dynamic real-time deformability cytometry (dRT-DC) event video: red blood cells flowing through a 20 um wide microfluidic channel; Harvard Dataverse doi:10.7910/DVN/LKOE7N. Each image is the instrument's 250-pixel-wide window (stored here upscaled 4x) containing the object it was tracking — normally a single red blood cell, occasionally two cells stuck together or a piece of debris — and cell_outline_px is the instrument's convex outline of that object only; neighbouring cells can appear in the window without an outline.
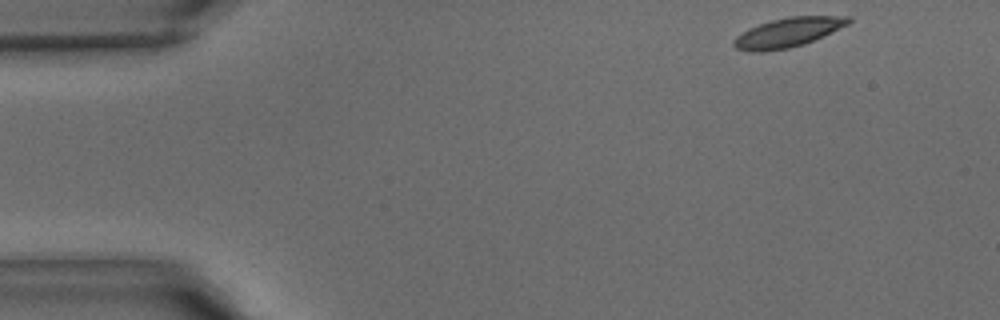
{"species": "common noctule bat (a hibernating species)", "species_latin": "Nyctalus noctula", "temperature_condition": "warm", "stored_images_in_passage": 38, "camera_frame_rate_fps": 3000, "um_per_image_px": 0.085, "animal": {"sex": "male", "body_mass_g": 15.6}, "frame": {"image": 1, "passage_image": 1, "time_ms": 0.0, "image_size_px": [1000, 320], "cell_outline_px": [[852, 20], [848, 24], [804, 44], [788, 48], [764, 52], [748, 52], [736, 48], [732, 44], [736, 36], [748, 28], [772, 20], [788, 16], [852, 16]], "centroid_in_image_um": [66.94, 2.76], "position_along_channel_um": 18.1, "area_um2": 19.54}}
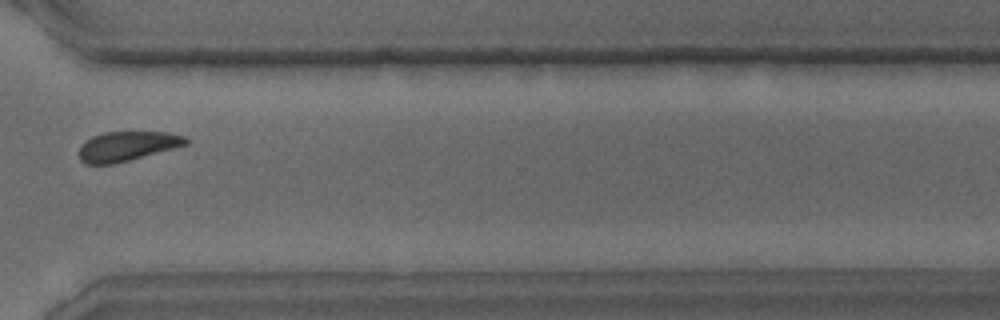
{"frame": {"image": 2, "passage_image": 28, "time_ms": 9.0, "image_size_px": [1000, 320], "cell_outline_px": [[192, 140], [188, 144], [128, 160], [112, 164], [84, 164], [80, 160], [80, 144], [84, 140], [92, 136], [104, 132], [168, 132], [188, 136]], "centroid_in_image_um": [10.82, 12.4], "position_along_channel_um": 359.8, "area_um2": 18.5}}
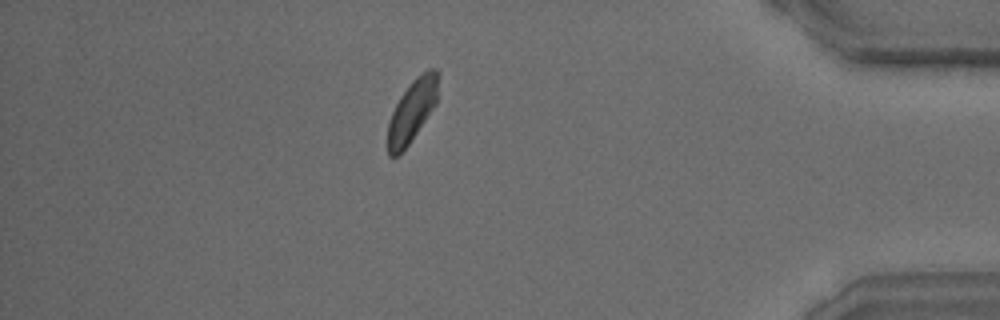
{"frame": {"image": 3, "passage_image": 33, "time_ms": 10.667, "image_size_px": [1000, 320], "cell_outline_px": [[440, 72], [436, 104], [408, 144], [396, 156], [388, 156], [388, 120], [400, 96], [412, 80], [416, 76], [428, 68], [436, 68]], "centroid_in_image_um": [35.05, 9.33], "position_along_channel_um": 400.1, "area_um2": 18.21}}